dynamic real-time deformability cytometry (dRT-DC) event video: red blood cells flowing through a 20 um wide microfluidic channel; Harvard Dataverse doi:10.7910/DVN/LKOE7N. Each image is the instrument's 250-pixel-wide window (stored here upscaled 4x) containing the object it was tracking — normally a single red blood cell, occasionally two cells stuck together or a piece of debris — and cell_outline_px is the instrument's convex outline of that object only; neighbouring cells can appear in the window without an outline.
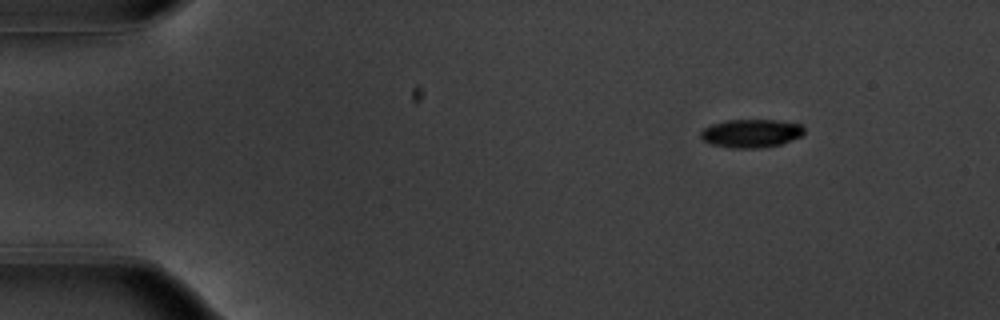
{"species": "common noctule bat (a hibernating species)", "species_latin": "Nyctalus noctula", "temperature_condition": "warm", "stored_images_in_passage": 49, "camera_frame_rate_fps": 3000, "um_per_image_px": 0.085, "animal": {"sex": "male", "body_mass_g": 20.1, "forearm_length_mm": 53.5}, "frame": {"image": 1, "passage_image": 1, "time_ms": 0.0, "image_size_px": [1000, 320], "cell_outline_px": [[804, 132], [800, 136], [780, 144], [760, 148], [728, 148], [712, 144], [704, 140], [700, 136], [700, 132], [704, 128], [712, 124], [724, 120], [776, 120], [800, 124], [804, 128]], "centroid_in_image_um": [63.82, 11.33], "position_along_channel_um": 21.2, "area_um2": 16.99}}
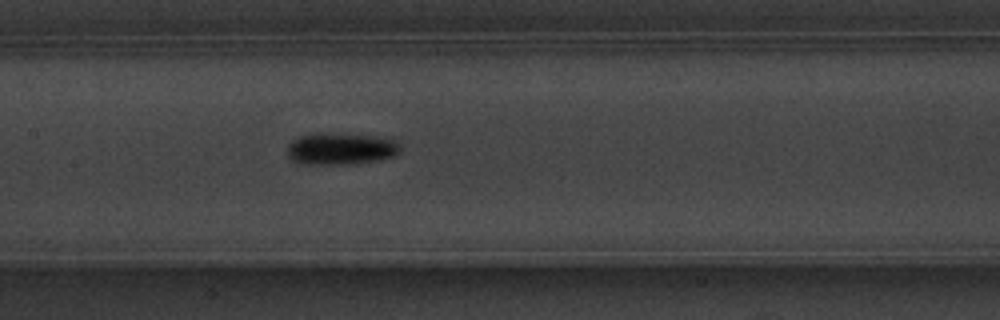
{"frame": {"image": 2, "passage_image": 21, "time_ms": 6.667, "image_size_px": [1000, 320], "cell_outline_px": [[400, 152], [396, 156], [380, 160], [352, 164], [300, 164], [292, 160], [288, 156], [288, 144], [296, 136], [312, 132], [332, 132], [376, 136], [392, 140], [400, 144]], "centroid_in_image_um": [28.93, 12.62], "position_along_channel_um": 178.5, "area_um2": 21.62}}
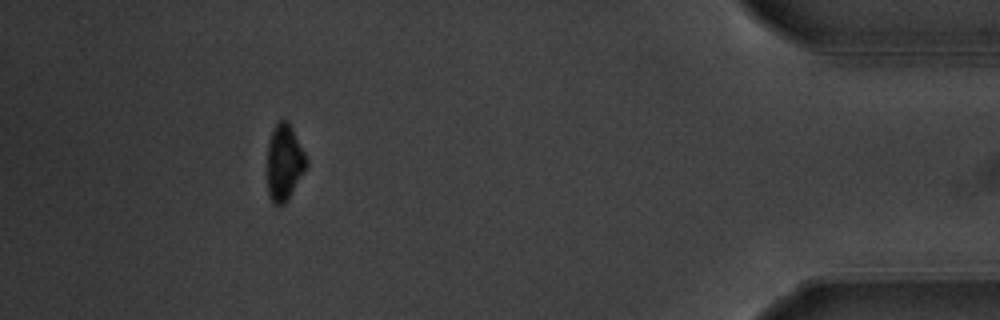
{"frame": {"image": 3, "passage_image": 44, "time_ms": 14.333, "image_size_px": [1000, 320], "cell_outline_px": [[308, 164], [288, 200], [284, 204], [272, 204], [268, 196], [268, 140], [276, 124], [280, 120], [288, 120], [308, 160]], "centroid_in_image_um": [24.16, 13.83], "position_along_channel_um": 411.0, "area_um2": 17.28}, "authors_computed_cell_mechanics": {"area_um2": 18.4382, "velocity_mm_per_s": 3.7276, "shape_relaxation_time_tau1_ms": 2.3526, "shape_relaxation_time_tau2_ms": null, "deformation_change_tau1": 0.1288, "deformation_change_tau2": null}}